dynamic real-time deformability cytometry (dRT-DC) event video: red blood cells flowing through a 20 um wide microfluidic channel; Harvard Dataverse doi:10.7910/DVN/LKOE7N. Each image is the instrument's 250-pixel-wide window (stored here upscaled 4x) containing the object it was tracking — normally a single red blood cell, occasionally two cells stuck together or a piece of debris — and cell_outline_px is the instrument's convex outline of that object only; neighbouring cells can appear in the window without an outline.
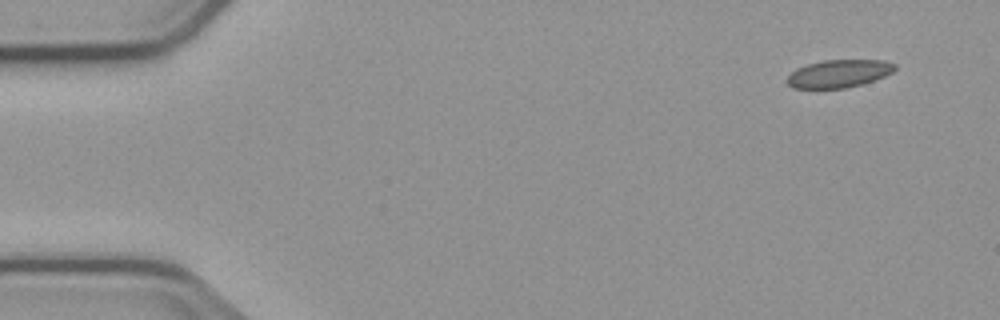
{"species": "common noctule bat (a hibernating species)", "species_latin": "Nyctalus noctula", "temperature_condition": "cold", "stored_images_in_passage": 8, "camera_frame_rate_fps": 3000, "um_per_image_px": 0.085, "animal": {"sex": "male", "body_mass_g": 23.1, "forearm_length_mm": 52.7}, "frame": {"image": 1, "passage_image": 1, "time_ms": 0.0, "image_size_px": [1000, 320], "cell_outline_px": [[896, 68], [892, 72], [876, 80], [844, 88], [792, 88], [784, 80], [796, 68], [808, 64], [824, 60], [884, 60], [896, 64]], "centroid_in_image_um": [71.29, 6.25], "position_along_channel_um": 13.7, "area_um2": 17.46}}
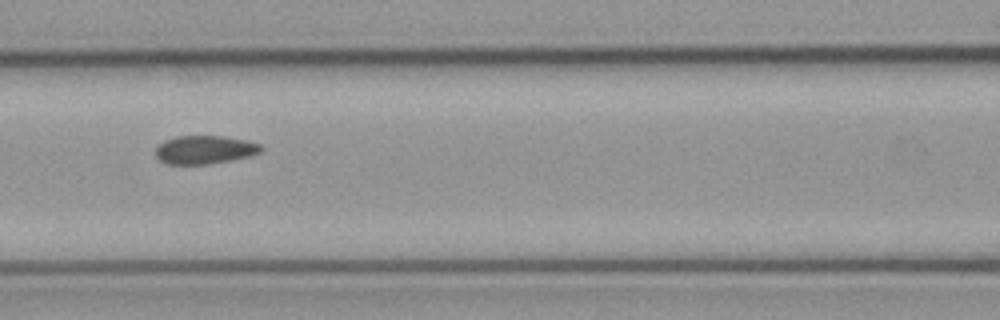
{"frame": {"image": 2, "passage_image": 6, "time_ms": 6.667, "image_size_px": [1000, 320], "cell_outline_px": [[264, 148], [260, 152], [248, 156], [228, 160], [204, 164], [168, 164], [160, 160], [156, 156], [156, 148], [164, 140], [176, 136], [224, 136], [248, 140], [260, 144]], "centroid_in_image_um": [17.4, 12.71], "position_along_channel_um": 149.2, "area_um2": 17.28}}
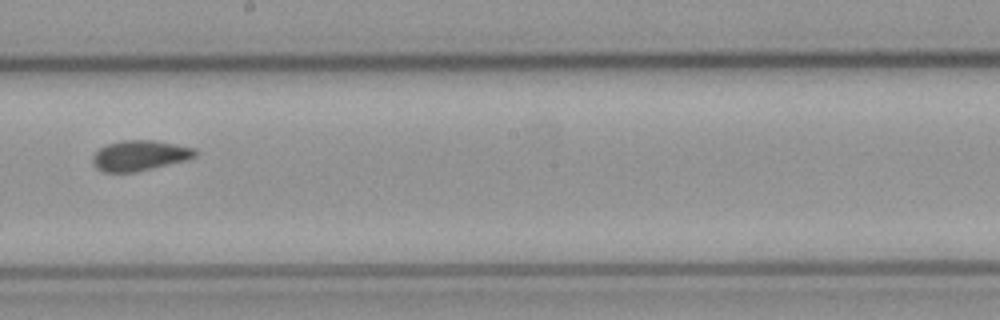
{"frame": {"image": 3, "passage_image": 8, "time_ms": 9.0, "image_size_px": [1000, 320], "cell_outline_px": [[200, 152], [196, 156], [184, 160], [136, 172], [104, 172], [96, 168], [92, 164], [92, 156], [100, 148], [108, 144], [124, 140], [156, 140], [196, 148]], "centroid_in_image_um": [11.88, 13.21], "position_along_channel_um": 236.3, "area_um2": 18.15}}